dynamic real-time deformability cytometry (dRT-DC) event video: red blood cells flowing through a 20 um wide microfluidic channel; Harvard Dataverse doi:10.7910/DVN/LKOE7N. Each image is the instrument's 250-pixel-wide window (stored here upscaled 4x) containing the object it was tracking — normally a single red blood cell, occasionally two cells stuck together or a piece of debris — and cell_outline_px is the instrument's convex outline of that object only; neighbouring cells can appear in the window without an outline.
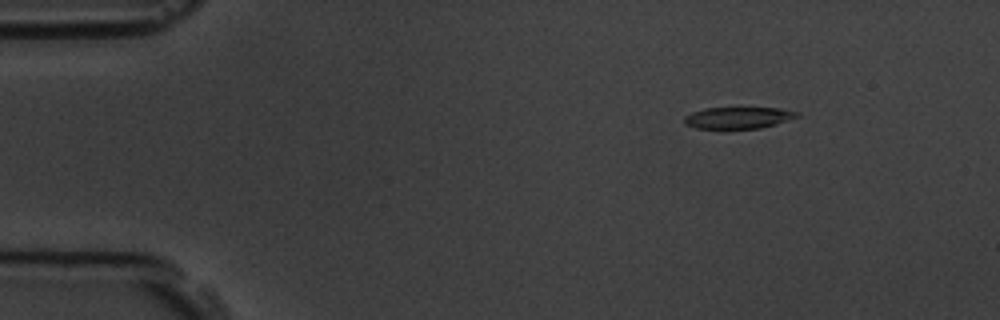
{"species": "common noctule bat (a hibernating species)", "species_latin": "Nyctalus noctula", "temperature_condition": "room temperature", "stored_images_in_passage": 5, "segment_of_instrument_passage": [2, 2], "camera_frame_rate_fps": 3000, "um_per_image_px": 0.085, "animal": {"sex": "male", "body_mass_g": 19.5, "forearm_length_mm": 54.6}, "frame": {"image": 1, "passage_image": 5, "time_ms": 5.333, "image_size_px": [1000, 320], "cell_outline_px": [[800, 116], [776, 124], [760, 128], [724, 132], [696, 128], [684, 124], [684, 116], [692, 112], [704, 108], [780, 108], [796, 112]], "centroid_in_image_um": [62.66, 10.07], "position_along_channel_um": 22.3, "area_um2": 14.97}}